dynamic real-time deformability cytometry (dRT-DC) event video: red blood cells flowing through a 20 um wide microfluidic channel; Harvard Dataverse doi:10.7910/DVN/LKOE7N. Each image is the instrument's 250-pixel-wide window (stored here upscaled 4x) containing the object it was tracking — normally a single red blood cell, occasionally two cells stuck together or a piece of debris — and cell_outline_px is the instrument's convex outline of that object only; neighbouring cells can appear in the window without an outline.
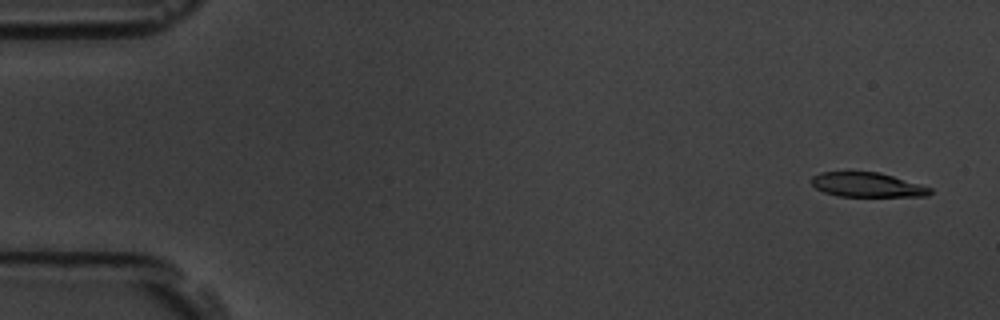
{"species": "common noctule bat (a hibernating species)", "species_latin": "Nyctalus noctula", "temperature_condition": "room temperature", "stored_images_in_passage": 5, "camera_frame_rate_fps": 3000, "um_per_image_px": 0.085, "animal": {"sex": "male", "body_mass_g": 19.5, "forearm_length_mm": 54.6}, "frame": {"image": 1, "passage_image": 1, "time_ms": 0.0, "image_size_px": [1000, 320], "cell_outline_px": [[932, 192], [928, 196], [836, 196], [824, 192], [816, 188], [812, 184], [812, 176], [820, 172], [848, 168], [880, 172], [920, 184], [932, 188]], "centroid_in_image_um": [73.64, 15.65], "position_along_channel_um": 11.4, "area_um2": 17.74}}
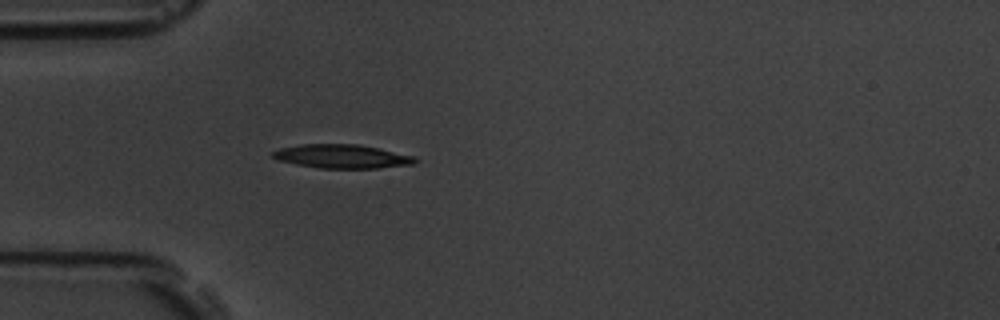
{"frame": {"image": 2, "passage_image": 5, "time_ms": 4.667, "image_size_px": [1000, 320], "cell_outline_px": [[416, 160], [412, 164], [376, 168], [320, 168], [296, 164], [280, 160], [272, 156], [272, 152], [280, 148], [300, 144], [356, 144], [416, 156]], "centroid_in_image_um": [29.05, 13.29], "position_along_channel_um": 56.0, "area_um2": 19.42}}